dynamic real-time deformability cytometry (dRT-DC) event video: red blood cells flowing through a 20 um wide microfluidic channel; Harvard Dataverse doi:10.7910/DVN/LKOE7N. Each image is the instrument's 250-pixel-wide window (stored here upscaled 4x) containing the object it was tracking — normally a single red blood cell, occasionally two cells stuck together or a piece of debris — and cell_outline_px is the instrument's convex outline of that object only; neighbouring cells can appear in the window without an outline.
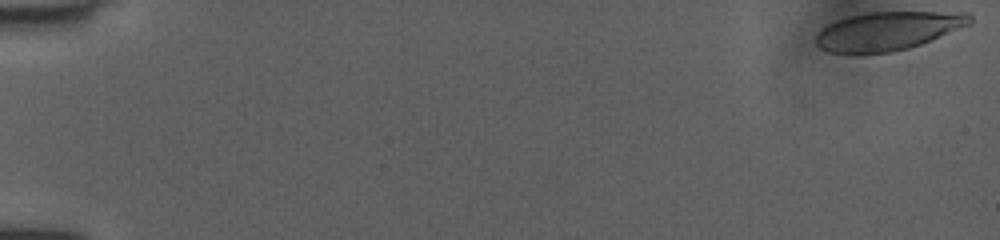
{"species": "human", "species_latin": "Homo sapiens", "temperature_condition": "room temperature", "stored_images_in_passage": 17, "camera_frame_rate_fps": 3000, "um_per_image_px": 0.085, "donor": {"sex": "female"}, "frame": {"image": 1, "passage_image": 1, "time_ms": 0.0, "image_size_px": [1000, 240], "cell_outline_px": [[972, 24], [920, 44], [908, 48], [892, 52], [828, 52], [820, 48], [816, 44], [816, 36], [828, 24], [836, 20], [848, 16], [868, 12], [968, 12], [972, 16]], "centroid_in_image_um": [75.51, 2.61], "position_along_channel_um": 9.5, "area_um2": 34.28}}
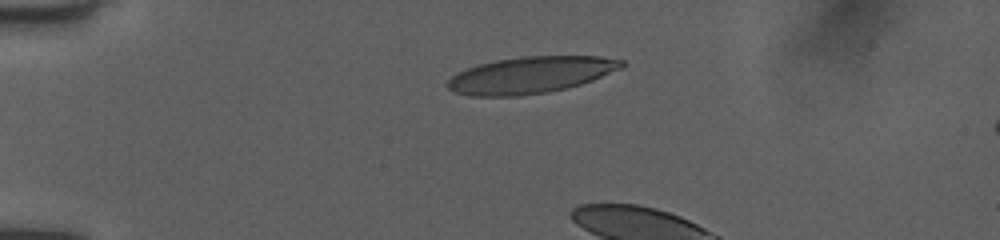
{"frame": {"image": 2, "passage_image": 13, "time_ms": 4.0, "image_size_px": [1000, 240], "cell_outline_px": [[624, 64], [620, 68], [592, 80], [580, 84], [548, 92], [516, 96], [468, 96], [456, 92], [448, 88], [448, 80], [452, 76], [468, 68], [480, 64], [496, 60], [524, 56], [600, 56], [624, 60]], "centroid_in_image_um": [45.1, 6.37], "position_along_channel_um": 39.9, "area_um2": 36.7}}